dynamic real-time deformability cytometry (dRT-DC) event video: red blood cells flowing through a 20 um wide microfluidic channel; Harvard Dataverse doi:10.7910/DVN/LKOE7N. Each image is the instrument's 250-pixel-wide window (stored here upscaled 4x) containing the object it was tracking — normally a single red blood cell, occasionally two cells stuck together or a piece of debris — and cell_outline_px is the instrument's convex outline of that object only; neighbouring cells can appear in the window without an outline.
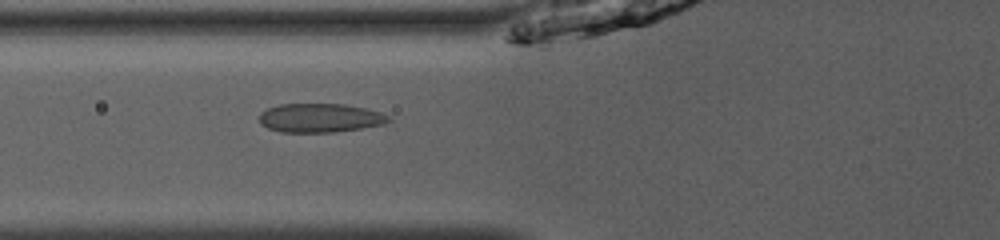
{"species": "common noctule bat (a hibernating species)", "species_latin": "Nyctalus noctula", "temperature_condition": "room temperature", "stored_images_in_passage": 37, "camera_frame_rate_fps": 3000, "um_per_image_px": 0.085, "animal": {"sex": "male", "body_mass_g": 13.0, "forearm_length_mm": 53.1}, "frame": {"image": 1, "passage_image": 6, "time_ms": 1.667, "image_size_px": [1000, 240], "cell_outline_px": [[392, 120], [384, 124], [360, 128], [332, 132], [280, 132], [268, 128], [260, 124], [260, 112], [268, 108], [280, 104], [344, 104], [364, 108], [380, 112], [388, 116]], "centroid_in_image_um": [27.18, 10.02], "position_along_channel_um": 98.6, "area_um2": 21.68}}
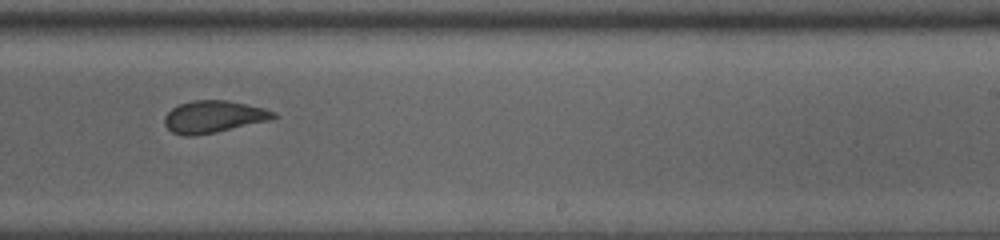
{"frame": {"image": 2, "passage_image": 19, "time_ms": 6.0, "image_size_px": [1000, 240], "cell_outline_px": [[280, 116], [272, 120], [216, 132], [192, 136], [184, 136], [172, 132], [164, 124], [164, 116], [172, 108], [180, 104], [192, 100], [228, 100], [264, 108], [276, 112]], "centroid_in_image_um": [18.19, 9.92], "position_along_channel_um": 270.8, "area_um2": 20.58}}
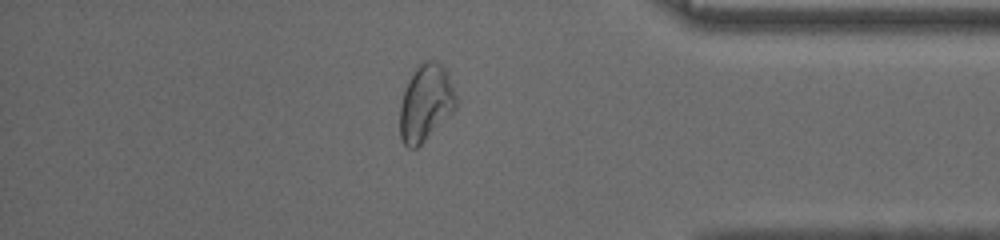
{"frame": {"image": 3, "passage_image": 30, "time_ms": 9.667, "image_size_px": [1000, 240], "cell_outline_px": [[456, 108], [416, 148], [408, 148], [404, 144], [400, 136], [400, 104], [404, 92], [412, 72], [424, 60], [432, 60], [440, 64], [448, 72], [456, 96]], "centroid_in_image_um": [36.18, 8.72], "position_along_channel_um": 399.0, "area_um2": 24.68}, "authors_computed_cell_mechanics": {"area_um2": 21.386, "velocity_mm_per_s": 3.9566, "shape_relaxation_time_tau1_ms": 10.0582, "shape_relaxation_time_tau2_ms": 0.8088, "deformation_change_tau1": 0.2146, "deformation_change_tau2": 0.0445}}